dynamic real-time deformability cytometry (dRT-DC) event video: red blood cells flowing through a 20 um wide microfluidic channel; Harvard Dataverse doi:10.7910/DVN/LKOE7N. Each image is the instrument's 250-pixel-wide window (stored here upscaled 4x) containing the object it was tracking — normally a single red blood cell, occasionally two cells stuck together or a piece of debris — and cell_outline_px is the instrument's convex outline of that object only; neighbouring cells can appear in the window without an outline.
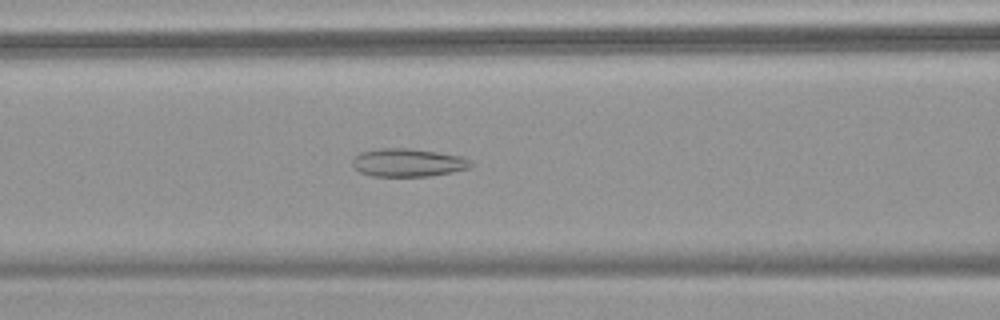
{"species": "common noctule bat (a hibernating species)", "species_latin": "Nyctalus noctula", "temperature_condition": "warm", "stored_images_in_passage": 44, "camera_frame_rate_fps": 3000, "um_per_image_px": 0.085, "animal": {"sex": "female", "body_mass_g": 18.4}, "frame": {"image": 1, "passage_image": 19, "time_ms": 6.0, "image_size_px": [1000, 320], "cell_outline_px": [[472, 168], [432, 176], [372, 176], [360, 172], [352, 168], [352, 160], [360, 152], [380, 148], [408, 148], [436, 152], [460, 156], [468, 160], [472, 164]], "centroid_in_image_um": [34.65, 13.83], "position_along_channel_um": 132.0, "area_um2": 19.42}}
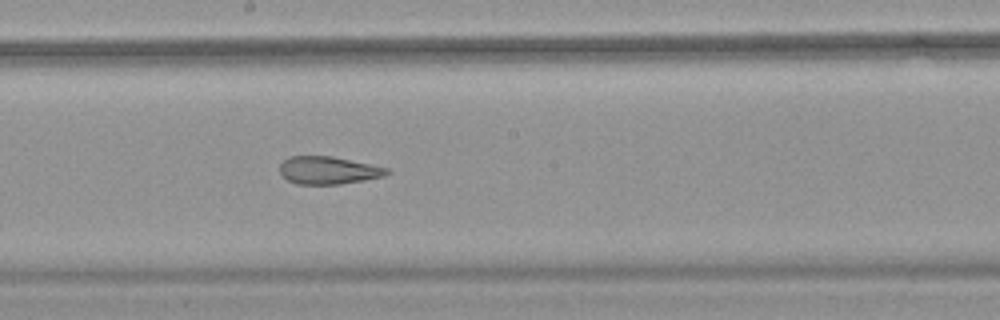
{"frame": {"image": 2, "passage_image": 26, "time_ms": 8.333, "image_size_px": [1000, 320], "cell_outline_px": [[392, 172], [384, 176], [364, 180], [340, 184], [296, 184], [288, 180], [280, 172], [280, 164], [288, 156], [332, 156], [388, 168]], "centroid_in_image_um": [27.91, 14.47], "position_along_channel_um": 220.3, "area_um2": 17.22}}
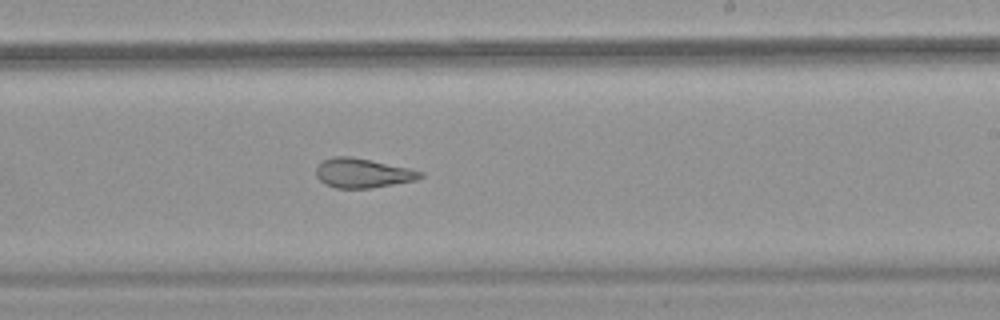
{"frame": {"image": 3, "passage_image": 29, "time_ms": 9.333, "image_size_px": [1000, 320], "cell_outline_px": [[424, 176], [416, 180], [372, 188], [336, 188], [324, 184], [316, 176], [316, 168], [324, 160], [332, 156], [352, 156], [408, 168], [424, 172]], "centroid_in_image_um": [30.82, 14.71], "position_along_channel_um": 258.2, "area_um2": 17.86}}